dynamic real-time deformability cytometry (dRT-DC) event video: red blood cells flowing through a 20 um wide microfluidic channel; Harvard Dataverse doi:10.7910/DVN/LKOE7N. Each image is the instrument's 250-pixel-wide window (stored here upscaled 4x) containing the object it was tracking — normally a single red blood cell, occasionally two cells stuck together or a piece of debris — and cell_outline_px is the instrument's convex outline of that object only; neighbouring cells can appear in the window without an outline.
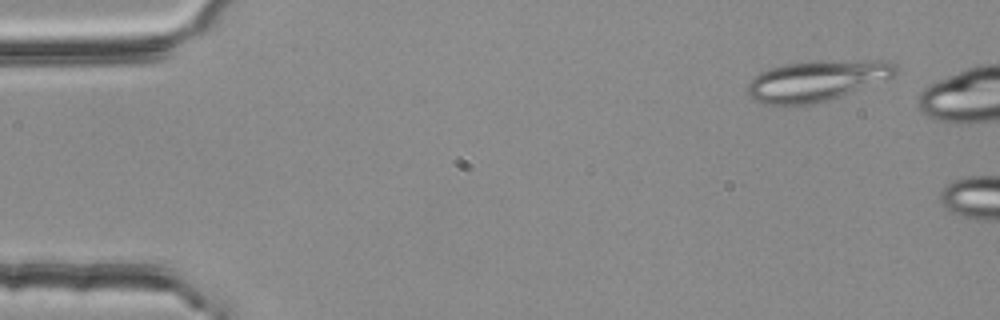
{"species": "common noctule bat (a hibernating species)", "species_latin": "Nyctalus noctula", "temperature_condition": "room temperature", "stored_images_in_passage": 3, "camera_frame_rate_fps": 3000, "um_per_image_px": 0.085, "animal": {"sex": "female", "body_mass_g": 25.1}, "frame": {"image": 1, "passage_image": 1, "time_ms": 0.0, "image_size_px": [1000, 320], "cell_outline_px": [[900, 68], [896, 76], [840, 96], [828, 100], [812, 104], [760, 104], [752, 100], [748, 96], [744, 88], [752, 76], [760, 72], [784, 64], [816, 60], [892, 60]], "centroid_in_image_um": [69.42, 6.84], "position_along_channel_um": 15.6, "area_um2": 35.84}}